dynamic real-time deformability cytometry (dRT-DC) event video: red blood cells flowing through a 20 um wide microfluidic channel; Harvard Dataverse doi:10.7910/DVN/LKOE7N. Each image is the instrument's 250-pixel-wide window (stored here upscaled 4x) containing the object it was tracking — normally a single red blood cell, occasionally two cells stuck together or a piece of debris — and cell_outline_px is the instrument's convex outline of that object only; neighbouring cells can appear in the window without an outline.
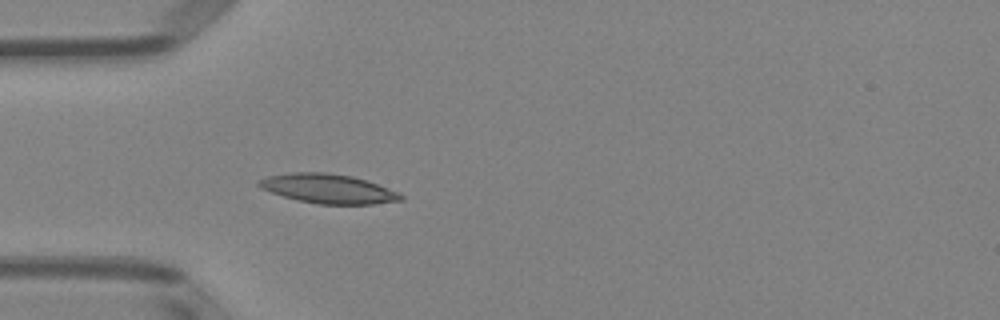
{"species": "Egyptian fruit bat (a non-hibernating species)", "species_latin": "Rousettus aegyptiacus", "temperature_condition": "room temperature", "stored_images_in_passage": 5, "camera_frame_rate_fps": 3000, "um_per_image_px": 0.085, "animal": {"sex": "female"}, "frame": {"image": 1, "passage_image": 5, "time_ms": 4.333, "image_size_px": [1000, 320], "cell_outline_px": [[404, 200], [372, 204], [320, 204], [300, 200], [284, 196], [260, 188], [256, 184], [256, 180], [268, 176], [288, 172], [328, 172], [352, 176], [368, 180], [400, 192], [404, 196]], "centroid_in_image_um": [27.92, 16.02], "position_along_channel_um": 57.1, "area_um2": 24.45}}